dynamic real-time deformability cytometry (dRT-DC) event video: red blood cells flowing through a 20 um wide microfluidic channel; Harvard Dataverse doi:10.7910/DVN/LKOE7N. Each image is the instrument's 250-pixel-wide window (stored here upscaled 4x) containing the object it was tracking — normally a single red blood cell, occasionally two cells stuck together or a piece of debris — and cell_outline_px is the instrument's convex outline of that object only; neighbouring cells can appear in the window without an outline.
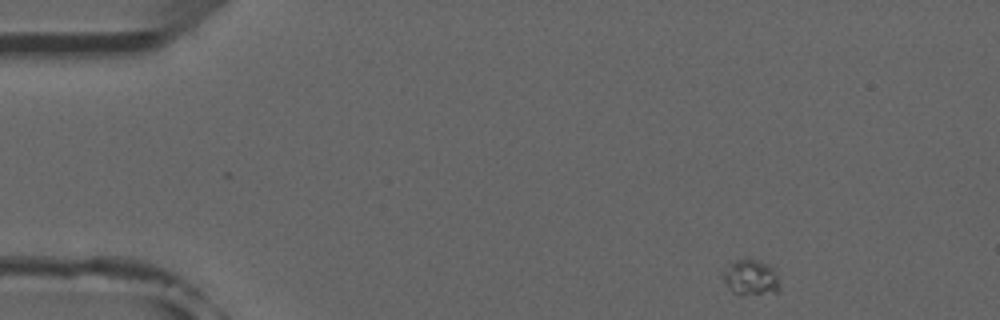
{"species": "common noctule bat (a hibernating species)", "species_latin": "Nyctalus noctula", "temperature_condition": "room temperature", "stored_images_in_passage": 48, "camera_frame_rate_fps": 3000, "um_per_image_px": 0.085, "animal": {"sex": "male", "forearm_length_mm": 52.5}, "frame": {"image": 1, "passage_image": 1, "time_ms": 0.0, "image_size_px": [1000, 320], "cell_outline_px": [[780, 292], [740, 296], [732, 292], [728, 288], [724, 280], [724, 272], [736, 260], [756, 260], [776, 268], [780, 288]], "centroid_in_image_um": [63.89, 23.65], "position_along_channel_um": 21.1, "area_um2": 11.73}}